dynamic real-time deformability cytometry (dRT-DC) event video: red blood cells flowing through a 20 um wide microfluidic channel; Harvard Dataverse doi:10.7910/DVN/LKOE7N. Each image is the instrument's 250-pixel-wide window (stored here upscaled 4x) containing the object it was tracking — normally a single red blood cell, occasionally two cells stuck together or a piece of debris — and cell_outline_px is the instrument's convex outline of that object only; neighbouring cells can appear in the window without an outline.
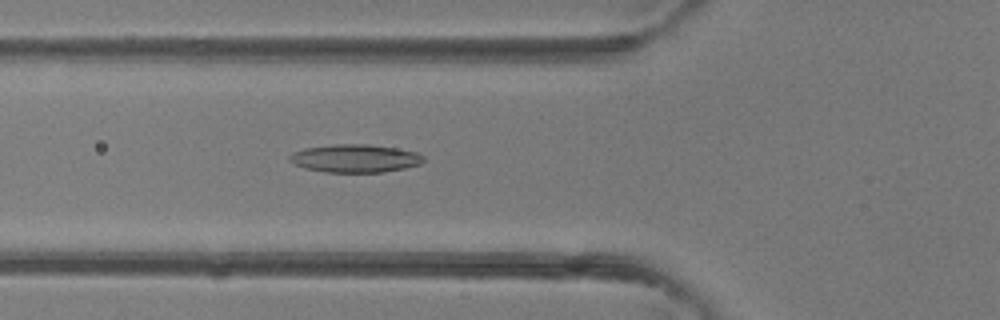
{"species": "common noctule bat (a hibernating species)", "species_latin": "Nyctalus noctula", "temperature_condition": "room temperature", "stored_images_in_passage": 34, "camera_frame_rate_fps": 3000, "um_per_image_px": 0.085, "animal": {"sex": "female"}, "frame": {"image": 1, "passage_image": 8, "time_ms": 2.333, "image_size_px": [1000, 320], "cell_outline_px": [[424, 160], [420, 164], [404, 168], [384, 172], [324, 172], [304, 168], [288, 160], [288, 156], [292, 152], [304, 148], [336, 144], [368, 144], [396, 148], [416, 152], [424, 156]], "centroid_in_image_um": [30.16, 13.46], "position_along_channel_um": 95.6, "area_um2": 21.91}}
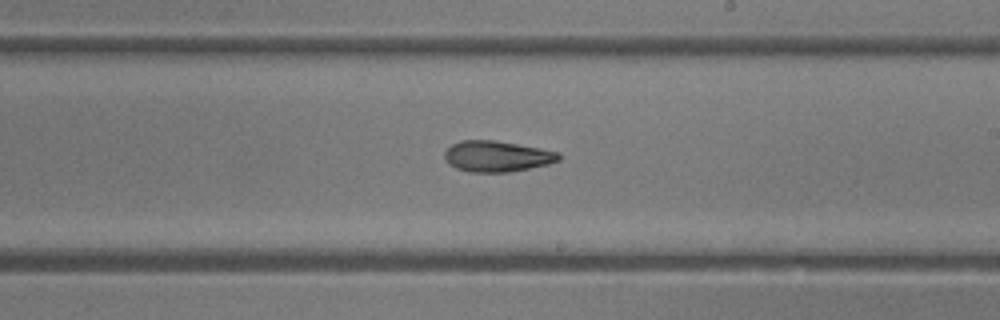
{"frame": {"image": 2, "passage_image": 17, "time_ms": 5.333, "image_size_px": [1000, 320], "cell_outline_px": [[560, 160], [548, 164], [508, 172], [468, 172], [456, 168], [448, 164], [444, 160], [444, 152], [452, 144], [460, 140], [496, 140], [540, 148], [560, 152]], "centroid_in_image_um": [42.21, 13.28], "position_along_channel_um": 246.8, "area_um2": 20.69}}
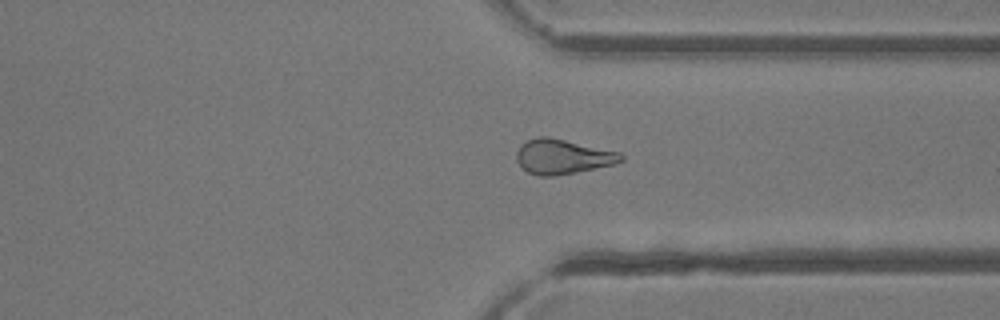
{"frame": {"image": 3, "passage_image": 24, "time_ms": 7.667, "image_size_px": [1000, 320], "cell_outline_px": [[624, 160], [616, 164], [552, 176], [540, 176], [528, 172], [516, 160], [516, 152], [520, 144], [536, 136], [548, 136], [620, 152], [624, 156]], "centroid_in_image_um": [47.82, 13.3], "position_along_channel_um": 363.6, "area_um2": 21.1}}